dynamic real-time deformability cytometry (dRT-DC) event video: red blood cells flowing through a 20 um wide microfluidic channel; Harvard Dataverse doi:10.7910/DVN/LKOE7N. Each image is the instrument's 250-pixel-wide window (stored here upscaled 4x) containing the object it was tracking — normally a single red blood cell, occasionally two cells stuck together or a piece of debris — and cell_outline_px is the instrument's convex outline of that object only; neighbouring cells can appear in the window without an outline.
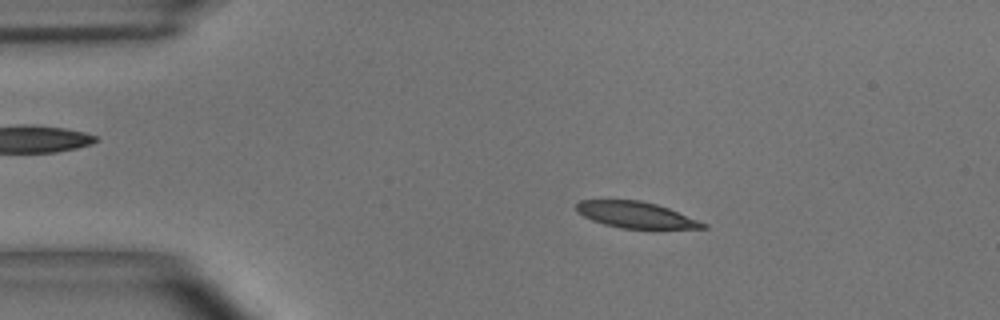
{"species": "common noctule bat (a hibernating species)", "species_latin": "Nyctalus noctula", "temperature_condition": "room temperature", "stored_images_in_passage": 54, "camera_frame_rate_fps": 3000, "um_per_image_px": 0.085, "animal": {"sex": "male", "body_mass_g": 15.6}, "frame": {"image": 1, "passage_image": 9, "time_ms": 2.667, "image_size_px": [1000, 320], "cell_outline_px": [[708, 228], [620, 228], [604, 224], [592, 220], [584, 216], [576, 208], [576, 204], [580, 200], [640, 200], [656, 204], [668, 208], [708, 224]], "centroid_in_image_um": [54.05, 18.26], "position_along_channel_um": 31.0, "area_um2": 19.02}}
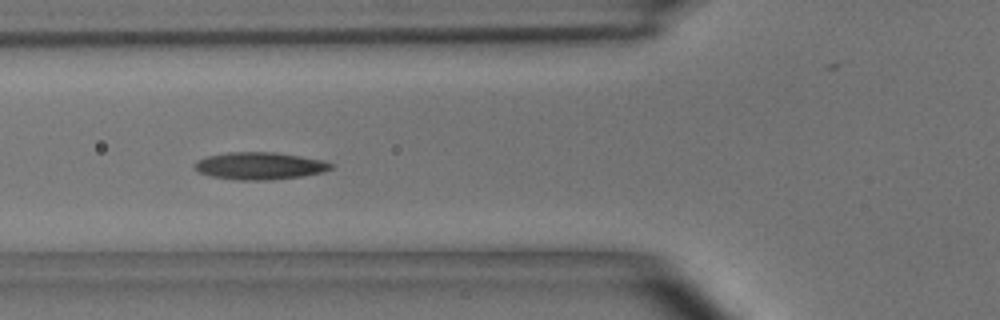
{"frame": {"image": 2, "passage_image": 19, "time_ms": 6.0, "image_size_px": [1000, 320], "cell_outline_px": [[332, 168], [324, 172], [300, 176], [272, 180], [240, 180], [212, 176], [200, 172], [192, 164], [196, 160], [208, 156], [228, 152], [276, 152], [324, 160], [332, 164]], "centroid_in_image_um": [22.08, 14.09], "position_along_channel_um": 103.7, "area_um2": 21.62}}
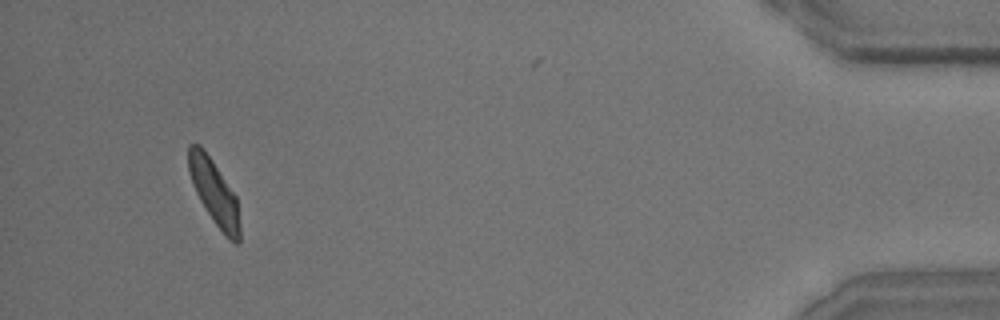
{"frame": {"image": 3, "passage_image": 51, "time_ms": 16.667, "image_size_px": [1000, 320], "cell_outline_px": [[240, 240], [236, 244], [228, 240], [212, 220], [200, 200], [192, 184], [188, 172], [188, 144], [200, 144], [204, 148], [236, 196], [240, 224]], "centroid_in_image_um": [18.2, 16.36], "position_along_channel_um": 417.0, "area_um2": 19.48}, "authors_computed_cell_mechanics": {"area_um2": 20.4034, "velocity_mm_per_s": 3.603, "shape_relaxation_time_tau1_ms": 3.8498, "shape_relaxation_time_tau2_ms": 2.0261, "deformation_change_tau1": 0.1631, "deformation_change_tau2": 0.0962}}